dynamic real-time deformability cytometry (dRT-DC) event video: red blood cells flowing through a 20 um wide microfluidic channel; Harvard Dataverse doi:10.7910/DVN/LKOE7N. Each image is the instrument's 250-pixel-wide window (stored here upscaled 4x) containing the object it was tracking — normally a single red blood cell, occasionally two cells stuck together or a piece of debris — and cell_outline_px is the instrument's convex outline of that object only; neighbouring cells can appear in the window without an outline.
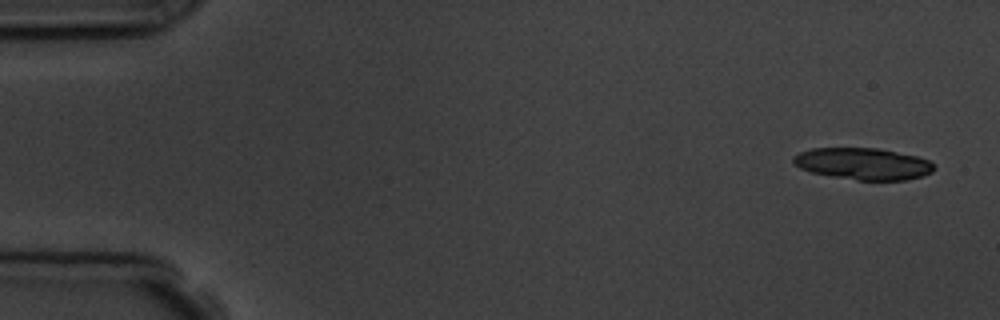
{"species": "common noctule bat (a hibernating species)", "species_latin": "Nyctalus noctula", "temperature_condition": "room temperature", "stored_images_in_passage": 5, "camera_frame_rate_fps": 3000, "um_per_image_px": 0.085, "animal": {"sex": "male", "body_mass_g": 19.5, "forearm_length_mm": 54.6}, "frame": {"image": 1, "passage_image": 1, "time_ms": 0.0, "image_size_px": [1000, 320], "cell_outline_px": [[936, 168], [932, 172], [924, 176], [908, 180], [856, 180], [832, 176], [812, 172], [800, 168], [792, 160], [792, 156], [800, 152], [812, 148], [876, 148], [916, 156], [928, 160]], "centroid_in_image_um": [73.37, 13.92], "position_along_channel_um": 11.6, "area_um2": 25.95}}